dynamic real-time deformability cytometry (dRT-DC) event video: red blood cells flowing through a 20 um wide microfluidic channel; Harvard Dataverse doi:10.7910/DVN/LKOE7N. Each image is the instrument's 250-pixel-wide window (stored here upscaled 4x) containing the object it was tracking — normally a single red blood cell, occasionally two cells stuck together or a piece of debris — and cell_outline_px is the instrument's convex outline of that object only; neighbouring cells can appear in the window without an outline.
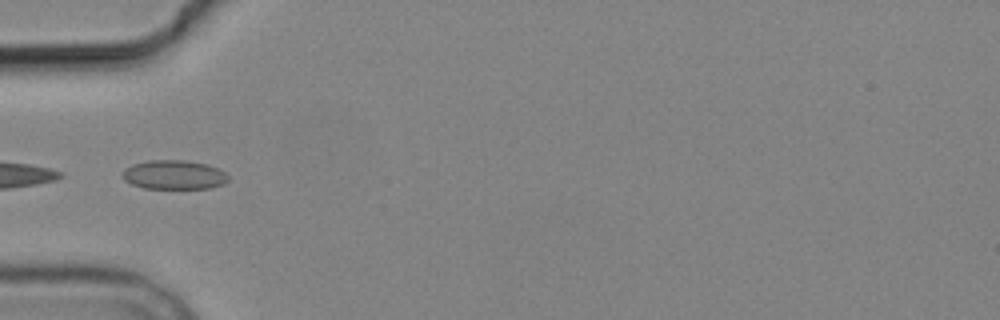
{"species": "common noctule bat (a hibernating species)", "species_latin": "Nyctalus noctula", "temperature_condition": "cold", "stored_images_in_passage": 5, "camera_frame_rate_fps": 3000, "um_per_image_px": 0.085, "animal": {"sex": "male", "body_mass_g": 19.2, "forearm_length_mm": 51.8}, "frame": {"image": 1, "passage_image": 3, "time_ms": 2.333, "image_size_px": [1000, 320], "cell_outline_px": [[228, 180], [224, 184], [212, 188], [144, 188], [132, 184], [124, 180], [124, 168], [132, 164], [148, 160], [184, 160], [208, 164], [224, 172], [228, 176]], "centroid_in_image_um": [14.8, 14.85], "position_along_channel_um": 70.2, "area_um2": 17.92}}
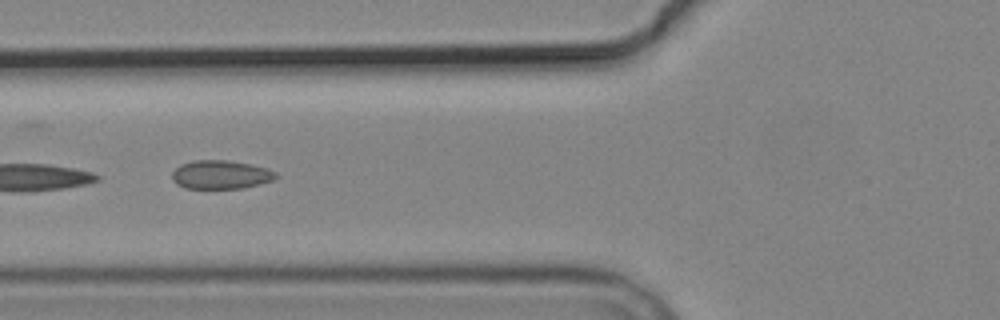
{"frame": {"image": 2, "passage_image": 4, "time_ms": 3.333, "image_size_px": [1000, 320], "cell_outline_px": [[276, 176], [272, 180], [240, 188], [184, 188], [176, 184], [172, 180], [172, 172], [180, 164], [192, 160], [228, 160], [248, 164], [264, 168], [276, 172]], "centroid_in_image_um": [18.67, 14.84], "position_along_channel_um": 107.1, "area_um2": 17.05}}
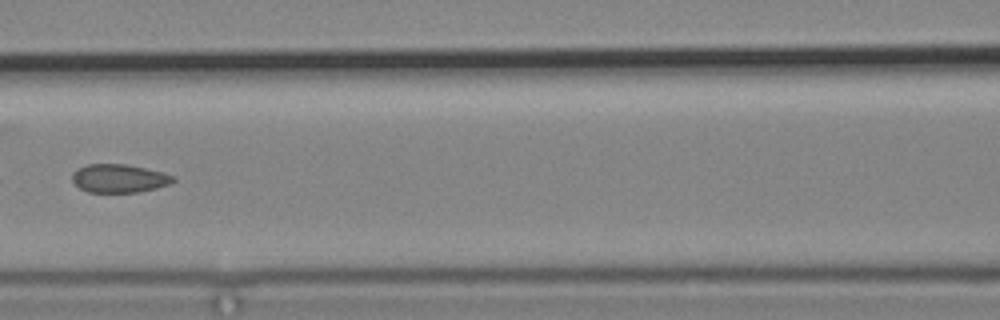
{"frame": {"image": 3, "passage_image": 5, "time_ms": 4.667, "image_size_px": [1000, 320], "cell_outline_px": [[176, 180], [172, 184], [156, 188], [136, 192], [88, 192], [80, 188], [72, 180], [72, 172], [76, 168], [88, 164], [128, 164], [164, 172], [176, 176]], "centroid_in_image_um": [10.16, 15.15], "position_along_channel_um": 156.4, "area_um2": 16.94}}